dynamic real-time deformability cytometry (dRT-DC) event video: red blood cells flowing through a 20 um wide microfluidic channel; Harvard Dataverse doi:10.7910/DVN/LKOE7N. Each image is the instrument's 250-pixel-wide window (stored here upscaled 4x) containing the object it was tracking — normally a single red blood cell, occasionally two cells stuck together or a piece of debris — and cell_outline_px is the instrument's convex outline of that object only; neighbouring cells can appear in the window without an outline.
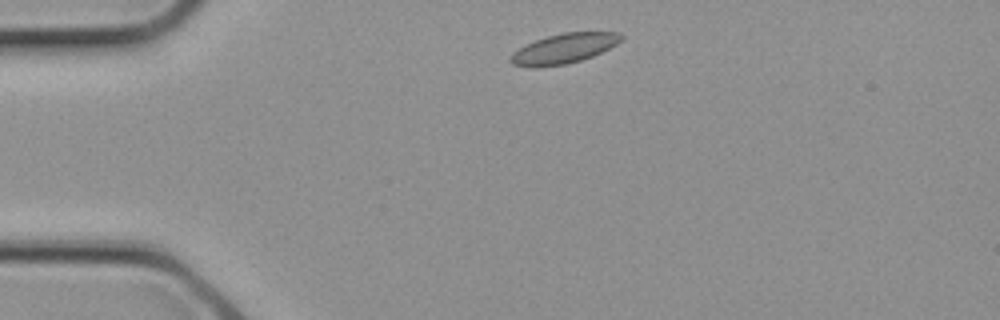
{"species": "common noctule bat (a hibernating species)", "species_latin": "Nyctalus noctula", "temperature_condition": "cold", "stored_images_in_passage": 1, "camera_frame_rate_fps": 3000, "um_per_image_px": 0.085, "animal": {"sex": "female", "body_mass_g": 21.9}, "frame": {"image": 1, "passage_image": 1, "time_ms": 0.0, "image_size_px": [1000, 320], "cell_outline_px": [[624, 36], [616, 44], [592, 56], [580, 60], [564, 64], [532, 68], [512, 64], [508, 60], [512, 52], [536, 40], [548, 36], [564, 32], [620, 32]], "centroid_in_image_um": [47.9, 4.13], "position_along_channel_um": 37.1, "area_um2": 19.02}}